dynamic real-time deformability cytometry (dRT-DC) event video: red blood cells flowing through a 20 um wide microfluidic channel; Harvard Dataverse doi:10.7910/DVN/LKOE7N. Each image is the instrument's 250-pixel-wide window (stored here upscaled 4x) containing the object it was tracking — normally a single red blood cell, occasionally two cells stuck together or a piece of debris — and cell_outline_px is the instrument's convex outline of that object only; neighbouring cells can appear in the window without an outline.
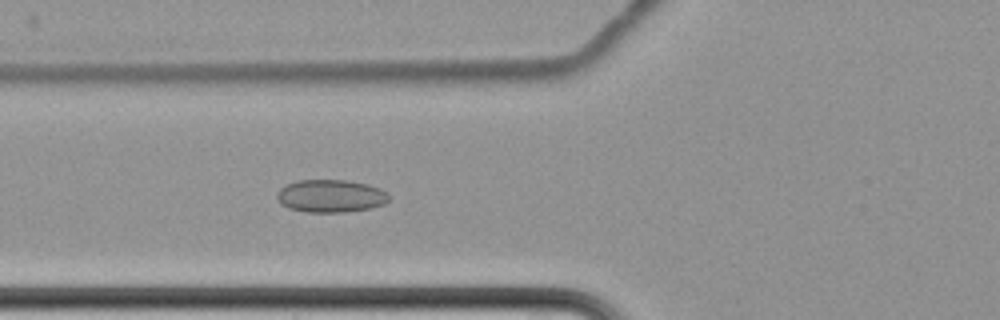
{"species": "common noctule bat (a hibernating species)", "species_latin": "Nyctalus noctula", "temperature_condition": "cold", "stored_images_in_passage": 9, "camera_frame_rate_fps": 3000, "um_per_image_px": 0.085, "animal": {"sex": "female", "body_mass_g": 22.7, "forearm_length_mm": 54.2}, "frame": {"image": 1, "passage_image": 9, "time_ms": 9.667, "image_size_px": [1000, 320], "cell_outline_px": [[388, 200], [384, 204], [368, 208], [344, 212], [308, 212], [288, 208], [280, 204], [276, 196], [280, 188], [296, 180], [348, 180], [368, 184], [380, 188], [388, 192]], "centroid_in_image_um": [28.1, 16.65], "position_along_channel_um": 97.7, "area_um2": 21.39}}